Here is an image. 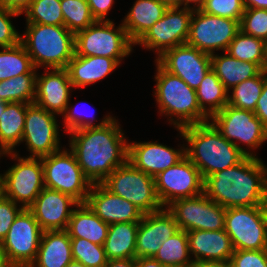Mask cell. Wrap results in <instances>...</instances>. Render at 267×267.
Returning a JSON list of instances; mask_svg holds the SVG:
<instances>
[{
	"label": "cell",
	"mask_w": 267,
	"mask_h": 267,
	"mask_svg": "<svg viewBox=\"0 0 267 267\" xmlns=\"http://www.w3.org/2000/svg\"><path fill=\"white\" fill-rule=\"evenodd\" d=\"M115 117L101 127L69 132V148L85 177L101 184L111 172L128 161V141Z\"/></svg>",
	"instance_id": "obj_1"
},
{
	"label": "cell",
	"mask_w": 267,
	"mask_h": 267,
	"mask_svg": "<svg viewBox=\"0 0 267 267\" xmlns=\"http://www.w3.org/2000/svg\"><path fill=\"white\" fill-rule=\"evenodd\" d=\"M203 193L224 207L267 206V167L255 156L206 177Z\"/></svg>",
	"instance_id": "obj_2"
},
{
	"label": "cell",
	"mask_w": 267,
	"mask_h": 267,
	"mask_svg": "<svg viewBox=\"0 0 267 267\" xmlns=\"http://www.w3.org/2000/svg\"><path fill=\"white\" fill-rule=\"evenodd\" d=\"M189 144L186 157L199 169L203 180L240 163L247 155L222 136L210 121L178 129Z\"/></svg>",
	"instance_id": "obj_3"
},
{
	"label": "cell",
	"mask_w": 267,
	"mask_h": 267,
	"mask_svg": "<svg viewBox=\"0 0 267 267\" xmlns=\"http://www.w3.org/2000/svg\"><path fill=\"white\" fill-rule=\"evenodd\" d=\"M155 63L154 95L160 115H167L170 124L177 129L210 121L198 105L196 90L190 88L180 77L166 71L156 60Z\"/></svg>",
	"instance_id": "obj_4"
},
{
	"label": "cell",
	"mask_w": 267,
	"mask_h": 267,
	"mask_svg": "<svg viewBox=\"0 0 267 267\" xmlns=\"http://www.w3.org/2000/svg\"><path fill=\"white\" fill-rule=\"evenodd\" d=\"M20 36L36 69L67 68L75 55V33L64 25L27 23Z\"/></svg>",
	"instance_id": "obj_5"
},
{
	"label": "cell",
	"mask_w": 267,
	"mask_h": 267,
	"mask_svg": "<svg viewBox=\"0 0 267 267\" xmlns=\"http://www.w3.org/2000/svg\"><path fill=\"white\" fill-rule=\"evenodd\" d=\"M95 21L86 29L75 33V54L79 56H103L113 58L119 65L132 52L130 40L122 23Z\"/></svg>",
	"instance_id": "obj_6"
},
{
	"label": "cell",
	"mask_w": 267,
	"mask_h": 267,
	"mask_svg": "<svg viewBox=\"0 0 267 267\" xmlns=\"http://www.w3.org/2000/svg\"><path fill=\"white\" fill-rule=\"evenodd\" d=\"M101 184L114 195L137 206L144 214L163 209L154 178L136 169L129 161L114 169Z\"/></svg>",
	"instance_id": "obj_7"
},
{
	"label": "cell",
	"mask_w": 267,
	"mask_h": 267,
	"mask_svg": "<svg viewBox=\"0 0 267 267\" xmlns=\"http://www.w3.org/2000/svg\"><path fill=\"white\" fill-rule=\"evenodd\" d=\"M45 187L86 203L92 183L85 177L76 157L70 149L58 150L41 157Z\"/></svg>",
	"instance_id": "obj_8"
},
{
	"label": "cell",
	"mask_w": 267,
	"mask_h": 267,
	"mask_svg": "<svg viewBox=\"0 0 267 267\" xmlns=\"http://www.w3.org/2000/svg\"><path fill=\"white\" fill-rule=\"evenodd\" d=\"M210 120L223 137L247 156L256 157L255 152L253 155V152L247 150H256L267 140V127L256 117L254 111L238 109L227 104ZM239 143L246 144L247 150Z\"/></svg>",
	"instance_id": "obj_9"
},
{
	"label": "cell",
	"mask_w": 267,
	"mask_h": 267,
	"mask_svg": "<svg viewBox=\"0 0 267 267\" xmlns=\"http://www.w3.org/2000/svg\"><path fill=\"white\" fill-rule=\"evenodd\" d=\"M224 230L235 250L267 249V206L227 208Z\"/></svg>",
	"instance_id": "obj_10"
},
{
	"label": "cell",
	"mask_w": 267,
	"mask_h": 267,
	"mask_svg": "<svg viewBox=\"0 0 267 267\" xmlns=\"http://www.w3.org/2000/svg\"><path fill=\"white\" fill-rule=\"evenodd\" d=\"M18 154L17 151L5 153L16 160V164L1 174L4 196L28 209L45 187L43 165L41 158H23Z\"/></svg>",
	"instance_id": "obj_11"
},
{
	"label": "cell",
	"mask_w": 267,
	"mask_h": 267,
	"mask_svg": "<svg viewBox=\"0 0 267 267\" xmlns=\"http://www.w3.org/2000/svg\"><path fill=\"white\" fill-rule=\"evenodd\" d=\"M42 228L29 209H22L16 216L0 250L11 267H30L40 246Z\"/></svg>",
	"instance_id": "obj_12"
},
{
	"label": "cell",
	"mask_w": 267,
	"mask_h": 267,
	"mask_svg": "<svg viewBox=\"0 0 267 267\" xmlns=\"http://www.w3.org/2000/svg\"><path fill=\"white\" fill-rule=\"evenodd\" d=\"M240 31V22L194 10L186 44L207 54L227 51L230 42Z\"/></svg>",
	"instance_id": "obj_13"
},
{
	"label": "cell",
	"mask_w": 267,
	"mask_h": 267,
	"mask_svg": "<svg viewBox=\"0 0 267 267\" xmlns=\"http://www.w3.org/2000/svg\"><path fill=\"white\" fill-rule=\"evenodd\" d=\"M166 208L174 216L180 230L188 232L224 229L226 209L204 193L175 200Z\"/></svg>",
	"instance_id": "obj_14"
},
{
	"label": "cell",
	"mask_w": 267,
	"mask_h": 267,
	"mask_svg": "<svg viewBox=\"0 0 267 267\" xmlns=\"http://www.w3.org/2000/svg\"><path fill=\"white\" fill-rule=\"evenodd\" d=\"M154 183L159 201L166 208L175 200L202 194L204 180L199 169L185 156L156 175Z\"/></svg>",
	"instance_id": "obj_15"
},
{
	"label": "cell",
	"mask_w": 267,
	"mask_h": 267,
	"mask_svg": "<svg viewBox=\"0 0 267 267\" xmlns=\"http://www.w3.org/2000/svg\"><path fill=\"white\" fill-rule=\"evenodd\" d=\"M192 9L168 8L164 16L159 19L134 44L150 50H155L157 58L166 50L186 44L189 35Z\"/></svg>",
	"instance_id": "obj_16"
},
{
	"label": "cell",
	"mask_w": 267,
	"mask_h": 267,
	"mask_svg": "<svg viewBox=\"0 0 267 267\" xmlns=\"http://www.w3.org/2000/svg\"><path fill=\"white\" fill-rule=\"evenodd\" d=\"M56 114L37 104L27 106L22 142H26L27 157L41 158L60 150L59 125Z\"/></svg>",
	"instance_id": "obj_17"
},
{
	"label": "cell",
	"mask_w": 267,
	"mask_h": 267,
	"mask_svg": "<svg viewBox=\"0 0 267 267\" xmlns=\"http://www.w3.org/2000/svg\"><path fill=\"white\" fill-rule=\"evenodd\" d=\"M156 61L169 73L180 77L190 88L198 89L212 69L211 55L182 44L166 50Z\"/></svg>",
	"instance_id": "obj_18"
},
{
	"label": "cell",
	"mask_w": 267,
	"mask_h": 267,
	"mask_svg": "<svg viewBox=\"0 0 267 267\" xmlns=\"http://www.w3.org/2000/svg\"><path fill=\"white\" fill-rule=\"evenodd\" d=\"M80 203L68 194L44 187L28 208L43 231L66 230L74 209Z\"/></svg>",
	"instance_id": "obj_19"
},
{
	"label": "cell",
	"mask_w": 267,
	"mask_h": 267,
	"mask_svg": "<svg viewBox=\"0 0 267 267\" xmlns=\"http://www.w3.org/2000/svg\"><path fill=\"white\" fill-rule=\"evenodd\" d=\"M179 230L174 216L167 208L143 214L136 234V258L154 257L161 243Z\"/></svg>",
	"instance_id": "obj_20"
},
{
	"label": "cell",
	"mask_w": 267,
	"mask_h": 267,
	"mask_svg": "<svg viewBox=\"0 0 267 267\" xmlns=\"http://www.w3.org/2000/svg\"><path fill=\"white\" fill-rule=\"evenodd\" d=\"M182 146L177 150L157 142L128 143V161L154 178L186 156Z\"/></svg>",
	"instance_id": "obj_21"
},
{
	"label": "cell",
	"mask_w": 267,
	"mask_h": 267,
	"mask_svg": "<svg viewBox=\"0 0 267 267\" xmlns=\"http://www.w3.org/2000/svg\"><path fill=\"white\" fill-rule=\"evenodd\" d=\"M45 70L43 75L37 74L34 103L48 112L63 115L70 104L71 89H74L68 71L66 68Z\"/></svg>",
	"instance_id": "obj_22"
},
{
	"label": "cell",
	"mask_w": 267,
	"mask_h": 267,
	"mask_svg": "<svg viewBox=\"0 0 267 267\" xmlns=\"http://www.w3.org/2000/svg\"><path fill=\"white\" fill-rule=\"evenodd\" d=\"M86 204L107 224L140 222L144 214L137 206L114 195L102 184H92Z\"/></svg>",
	"instance_id": "obj_23"
},
{
	"label": "cell",
	"mask_w": 267,
	"mask_h": 267,
	"mask_svg": "<svg viewBox=\"0 0 267 267\" xmlns=\"http://www.w3.org/2000/svg\"><path fill=\"white\" fill-rule=\"evenodd\" d=\"M190 255H194L193 262L198 261H227L230 260L235 249L226 231H188Z\"/></svg>",
	"instance_id": "obj_24"
},
{
	"label": "cell",
	"mask_w": 267,
	"mask_h": 267,
	"mask_svg": "<svg viewBox=\"0 0 267 267\" xmlns=\"http://www.w3.org/2000/svg\"><path fill=\"white\" fill-rule=\"evenodd\" d=\"M118 66L113 58L75 54L66 69L73 88H83L102 80Z\"/></svg>",
	"instance_id": "obj_25"
},
{
	"label": "cell",
	"mask_w": 267,
	"mask_h": 267,
	"mask_svg": "<svg viewBox=\"0 0 267 267\" xmlns=\"http://www.w3.org/2000/svg\"><path fill=\"white\" fill-rule=\"evenodd\" d=\"M72 260L71 238L68 232L43 231L37 256L30 267H65Z\"/></svg>",
	"instance_id": "obj_26"
},
{
	"label": "cell",
	"mask_w": 267,
	"mask_h": 267,
	"mask_svg": "<svg viewBox=\"0 0 267 267\" xmlns=\"http://www.w3.org/2000/svg\"><path fill=\"white\" fill-rule=\"evenodd\" d=\"M167 9L159 0H136L122 21L130 40L135 44L164 16Z\"/></svg>",
	"instance_id": "obj_27"
},
{
	"label": "cell",
	"mask_w": 267,
	"mask_h": 267,
	"mask_svg": "<svg viewBox=\"0 0 267 267\" xmlns=\"http://www.w3.org/2000/svg\"><path fill=\"white\" fill-rule=\"evenodd\" d=\"M109 224L99 218L86 203L73 210L66 231L70 238H84L92 243L104 245Z\"/></svg>",
	"instance_id": "obj_28"
},
{
	"label": "cell",
	"mask_w": 267,
	"mask_h": 267,
	"mask_svg": "<svg viewBox=\"0 0 267 267\" xmlns=\"http://www.w3.org/2000/svg\"><path fill=\"white\" fill-rule=\"evenodd\" d=\"M224 55H211V67L229 91L239 83L257 76L262 69L255 63L240 61L226 51Z\"/></svg>",
	"instance_id": "obj_29"
},
{
	"label": "cell",
	"mask_w": 267,
	"mask_h": 267,
	"mask_svg": "<svg viewBox=\"0 0 267 267\" xmlns=\"http://www.w3.org/2000/svg\"><path fill=\"white\" fill-rule=\"evenodd\" d=\"M139 222L109 224L104 250L108 260L135 259Z\"/></svg>",
	"instance_id": "obj_30"
},
{
	"label": "cell",
	"mask_w": 267,
	"mask_h": 267,
	"mask_svg": "<svg viewBox=\"0 0 267 267\" xmlns=\"http://www.w3.org/2000/svg\"><path fill=\"white\" fill-rule=\"evenodd\" d=\"M27 103L6 102L0 117V148L5 152H14L22 142Z\"/></svg>",
	"instance_id": "obj_31"
},
{
	"label": "cell",
	"mask_w": 267,
	"mask_h": 267,
	"mask_svg": "<svg viewBox=\"0 0 267 267\" xmlns=\"http://www.w3.org/2000/svg\"><path fill=\"white\" fill-rule=\"evenodd\" d=\"M200 109L211 118L228 104L229 91L211 69L196 90Z\"/></svg>",
	"instance_id": "obj_32"
},
{
	"label": "cell",
	"mask_w": 267,
	"mask_h": 267,
	"mask_svg": "<svg viewBox=\"0 0 267 267\" xmlns=\"http://www.w3.org/2000/svg\"><path fill=\"white\" fill-rule=\"evenodd\" d=\"M153 258L166 267H192L187 232L179 230L161 243Z\"/></svg>",
	"instance_id": "obj_33"
},
{
	"label": "cell",
	"mask_w": 267,
	"mask_h": 267,
	"mask_svg": "<svg viewBox=\"0 0 267 267\" xmlns=\"http://www.w3.org/2000/svg\"><path fill=\"white\" fill-rule=\"evenodd\" d=\"M31 57L24 45L19 42L12 47H1L0 50V81L8 80L22 74H37Z\"/></svg>",
	"instance_id": "obj_34"
},
{
	"label": "cell",
	"mask_w": 267,
	"mask_h": 267,
	"mask_svg": "<svg viewBox=\"0 0 267 267\" xmlns=\"http://www.w3.org/2000/svg\"><path fill=\"white\" fill-rule=\"evenodd\" d=\"M232 57L257 64L265 70V41L243 33L241 30L230 42L226 51Z\"/></svg>",
	"instance_id": "obj_35"
},
{
	"label": "cell",
	"mask_w": 267,
	"mask_h": 267,
	"mask_svg": "<svg viewBox=\"0 0 267 267\" xmlns=\"http://www.w3.org/2000/svg\"><path fill=\"white\" fill-rule=\"evenodd\" d=\"M37 74H22L0 81V101L34 103Z\"/></svg>",
	"instance_id": "obj_36"
},
{
	"label": "cell",
	"mask_w": 267,
	"mask_h": 267,
	"mask_svg": "<svg viewBox=\"0 0 267 267\" xmlns=\"http://www.w3.org/2000/svg\"><path fill=\"white\" fill-rule=\"evenodd\" d=\"M266 79L267 70H262L257 76L234 86L232 95H228V104L238 109L255 111Z\"/></svg>",
	"instance_id": "obj_37"
},
{
	"label": "cell",
	"mask_w": 267,
	"mask_h": 267,
	"mask_svg": "<svg viewBox=\"0 0 267 267\" xmlns=\"http://www.w3.org/2000/svg\"><path fill=\"white\" fill-rule=\"evenodd\" d=\"M61 11L64 26L73 33L86 29L96 21L87 0H61Z\"/></svg>",
	"instance_id": "obj_38"
},
{
	"label": "cell",
	"mask_w": 267,
	"mask_h": 267,
	"mask_svg": "<svg viewBox=\"0 0 267 267\" xmlns=\"http://www.w3.org/2000/svg\"><path fill=\"white\" fill-rule=\"evenodd\" d=\"M24 14L26 23L64 25L61 0H33Z\"/></svg>",
	"instance_id": "obj_39"
},
{
	"label": "cell",
	"mask_w": 267,
	"mask_h": 267,
	"mask_svg": "<svg viewBox=\"0 0 267 267\" xmlns=\"http://www.w3.org/2000/svg\"><path fill=\"white\" fill-rule=\"evenodd\" d=\"M72 258L86 267H104L108 262L104 246L84 238H71Z\"/></svg>",
	"instance_id": "obj_40"
},
{
	"label": "cell",
	"mask_w": 267,
	"mask_h": 267,
	"mask_svg": "<svg viewBox=\"0 0 267 267\" xmlns=\"http://www.w3.org/2000/svg\"><path fill=\"white\" fill-rule=\"evenodd\" d=\"M240 30L247 35L267 40V9H245L240 21Z\"/></svg>",
	"instance_id": "obj_41"
},
{
	"label": "cell",
	"mask_w": 267,
	"mask_h": 267,
	"mask_svg": "<svg viewBox=\"0 0 267 267\" xmlns=\"http://www.w3.org/2000/svg\"><path fill=\"white\" fill-rule=\"evenodd\" d=\"M200 10L204 13L240 22L245 8L242 0H206Z\"/></svg>",
	"instance_id": "obj_42"
},
{
	"label": "cell",
	"mask_w": 267,
	"mask_h": 267,
	"mask_svg": "<svg viewBox=\"0 0 267 267\" xmlns=\"http://www.w3.org/2000/svg\"><path fill=\"white\" fill-rule=\"evenodd\" d=\"M76 106L74 107H70V105L68 104L65 113L63 114V118H64V131H66L67 133L72 132V131H76V130H80L83 128H87V127H101L106 125L109 121H111L113 119L112 116L110 115H106L101 121L100 123L94 124V118L93 119H86L82 116L84 115H80L79 113L76 114L77 110L75 111ZM82 114V113H81Z\"/></svg>",
	"instance_id": "obj_43"
},
{
	"label": "cell",
	"mask_w": 267,
	"mask_h": 267,
	"mask_svg": "<svg viewBox=\"0 0 267 267\" xmlns=\"http://www.w3.org/2000/svg\"><path fill=\"white\" fill-rule=\"evenodd\" d=\"M20 14L7 10L0 6V48L12 47L20 42V36L15 26L12 25L11 17L19 16Z\"/></svg>",
	"instance_id": "obj_44"
},
{
	"label": "cell",
	"mask_w": 267,
	"mask_h": 267,
	"mask_svg": "<svg viewBox=\"0 0 267 267\" xmlns=\"http://www.w3.org/2000/svg\"><path fill=\"white\" fill-rule=\"evenodd\" d=\"M230 262L232 267H267V249L235 250Z\"/></svg>",
	"instance_id": "obj_45"
},
{
	"label": "cell",
	"mask_w": 267,
	"mask_h": 267,
	"mask_svg": "<svg viewBox=\"0 0 267 267\" xmlns=\"http://www.w3.org/2000/svg\"><path fill=\"white\" fill-rule=\"evenodd\" d=\"M23 208L12 199L3 196L0 199V243L6 237L16 216Z\"/></svg>",
	"instance_id": "obj_46"
},
{
	"label": "cell",
	"mask_w": 267,
	"mask_h": 267,
	"mask_svg": "<svg viewBox=\"0 0 267 267\" xmlns=\"http://www.w3.org/2000/svg\"><path fill=\"white\" fill-rule=\"evenodd\" d=\"M87 2L96 21H110L107 14L113 6L114 0H87Z\"/></svg>",
	"instance_id": "obj_47"
},
{
	"label": "cell",
	"mask_w": 267,
	"mask_h": 267,
	"mask_svg": "<svg viewBox=\"0 0 267 267\" xmlns=\"http://www.w3.org/2000/svg\"><path fill=\"white\" fill-rule=\"evenodd\" d=\"M254 113L256 117L267 127V79L264 81L262 93L257 101Z\"/></svg>",
	"instance_id": "obj_48"
},
{
	"label": "cell",
	"mask_w": 267,
	"mask_h": 267,
	"mask_svg": "<svg viewBox=\"0 0 267 267\" xmlns=\"http://www.w3.org/2000/svg\"><path fill=\"white\" fill-rule=\"evenodd\" d=\"M32 2L33 0H0V6L21 15L29 8Z\"/></svg>",
	"instance_id": "obj_49"
},
{
	"label": "cell",
	"mask_w": 267,
	"mask_h": 267,
	"mask_svg": "<svg viewBox=\"0 0 267 267\" xmlns=\"http://www.w3.org/2000/svg\"><path fill=\"white\" fill-rule=\"evenodd\" d=\"M192 267H232L230 260L227 261H198L193 262Z\"/></svg>",
	"instance_id": "obj_50"
},
{
	"label": "cell",
	"mask_w": 267,
	"mask_h": 267,
	"mask_svg": "<svg viewBox=\"0 0 267 267\" xmlns=\"http://www.w3.org/2000/svg\"><path fill=\"white\" fill-rule=\"evenodd\" d=\"M135 267H166L153 257L135 258Z\"/></svg>",
	"instance_id": "obj_51"
},
{
	"label": "cell",
	"mask_w": 267,
	"mask_h": 267,
	"mask_svg": "<svg viewBox=\"0 0 267 267\" xmlns=\"http://www.w3.org/2000/svg\"><path fill=\"white\" fill-rule=\"evenodd\" d=\"M104 267H135V259L108 260Z\"/></svg>",
	"instance_id": "obj_52"
},
{
	"label": "cell",
	"mask_w": 267,
	"mask_h": 267,
	"mask_svg": "<svg viewBox=\"0 0 267 267\" xmlns=\"http://www.w3.org/2000/svg\"><path fill=\"white\" fill-rule=\"evenodd\" d=\"M244 8L267 9V0H242Z\"/></svg>",
	"instance_id": "obj_53"
},
{
	"label": "cell",
	"mask_w": 267,
	"mask_h": 267,
	"mask_svg": "<svg viewBox=\"0 0 267 267\" xmlns=\"http://www.w3.org/2000/svg\"><path fill=\"white\" fill-rule=\"evenodd\" d=\"M206 0H184V8L192 10H200L205 4ZM190 3H194L193 7L190 6Z\"/></svg>",
	"instance_id": "obj_54"
},
{
	"label": "cell",
	"mask_w": 267,
	"mask_h": 267,
	"mask_svg": "<svg viewBox=\"0 0 267 267\" xmlns=\"http://www.w3.org/2000/svg\"><path fill=\"white\" fill-rule=\"evenodd\" d=\"M164 3L168 8H184V0H159Z\"/></svg>",
	"instance_id": "obj_55"
},
{
	"label": "cell",
	"mask_w": 267,
	"mask_h": 267,
	"mask_svg": "<svg viewBox=\"0 0 267 267\" xmlns=\"http://www.w3.org/2000/svg\"><path fill=\"white\" fill-rule=\"evenodd\" d=\"M0 267H11L1 250H0Z\"/></svg>",
	"instance_id": "obj_56"
},
{
	"label": "cell",
	"mask_w": 267,
	"mask_h": 267,
	"mask_svg": "<svg viewBox=\"0 0 267 267\" xmlns=\"http://www.w3.org/2000/svg\"><path fill=\"white\" fill-rule=\"evenodd\" d=\"M65 267H86L85 265H83L81 262L72 260L67 266Z\"/></svg>",
	"instance_id": "obj_57"
},
{
	"label": "cell",
	"mask_w": 267,
	"mask_h": 267,
	"mask_svg": "<svg viewBox=\"0 0 267 267\" xmlns=\"http://www.w3.org/2000/svg\"><path fill=\"white\" fill-rule=\"evenodd\" d=\"M4 196V185L2 177L0 176V199Z\"/></svg>",
	"instance_id": "obj_58"
},
{
	"label": "cell",
	"mask_w": 267,
	"mask_h": 267,
	"mask_svg": "<svg viewBox=\"0 0 267 267\" xmlns=\"http://www.w3.org/2000/svg\"><path fill=\"white\" fill-rule=\"evenodd\" d=\"M5 106H6V102L0 101V117L3 114V111L5 109Z\"/></svg>",
	"instance_id": "obj_59"
},
{
	"label": "cell",
	"mask_w": 267,
	"mask_h": 267,
	"mask_svg": "<svg viewBox=\"0 0 267 267\" xmlns=\"http://www.w3.org/2000/svg\"><path fill=\"white\" fill-rule=\"evenodd\" d=\"M265 70H267V40H265Z\"/></svg>",
	"instance_id": "obj_60"
},
{
	"label": "cell",
	"mask_w": 267,
	"mask_h": 267,
	"mask_svg": "<svg viewBox=\"0 0 267 267\" xmlns=\"http://www.w3.org/2000/svg\"><path fill=\"white\" fill-rule=\"evenodd\" d=\"M3 155H5V152L0 148V157H2ZM0 176H1V174H0Z\"/></svg>",
	"instance_id": "obj_61"
}]
</instances>
